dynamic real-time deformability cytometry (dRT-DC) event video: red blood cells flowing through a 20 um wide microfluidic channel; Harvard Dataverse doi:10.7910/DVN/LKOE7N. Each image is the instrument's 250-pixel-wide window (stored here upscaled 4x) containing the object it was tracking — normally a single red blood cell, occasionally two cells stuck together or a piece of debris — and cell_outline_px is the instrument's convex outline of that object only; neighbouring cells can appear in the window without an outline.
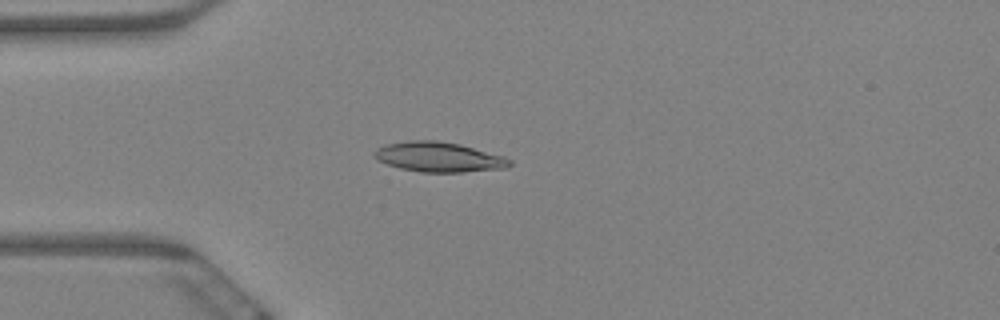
{"species": "Egyptian fruit bat (a non-hibernating species)", "species_latin": "Rousettus aegyptiacus", "temperature_condition": "warm", "stored_images_in_passage": 3, "camera_frame_rate_fps": 3000, "um_per_image_px": 0.085, "animal": {"sex": "female"}, "frame": {"image": 1, "passage_image": 1, "time_ms": 0.0, "image_size_px": [1000, 320], "cell_outline_px": [[512, 164], [508, 168], [464, 172], [420, 172], [400, 168], [376, 160], [372, 156], [372, 152], [376, 148], [384, 144], [408, 140], [436, 140], [460, 144], [504, 156], [512, 160]], "centroid_in_image_um": [37.27, 13.34], "position_along_channel_um": 47.7, "area_um2": 23.93}}
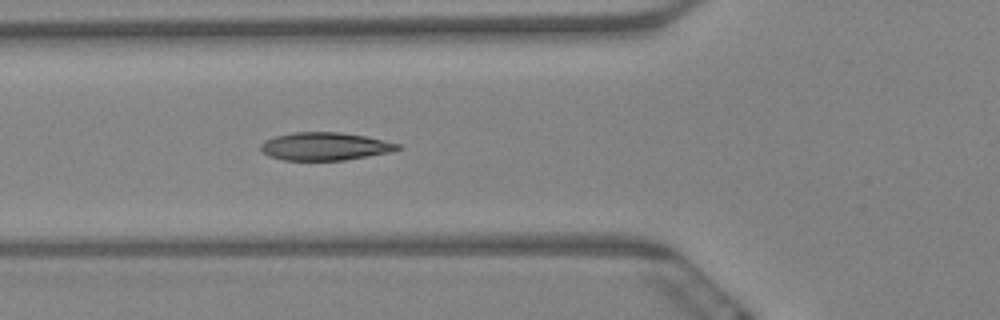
{"frame": {"image": 2, "passage_image": 3, "time_ms": 0.667, "image_size_px": [1000, 320], "cell_outline_px": [[404, 148], [392, 152], [344, 160], [284, 160], [268, 156], [260, 148], [260, 144], [264, 140], [276, 136], [292, 132], [340, 132], [364, 136], [400, 144]], "centroid_in_image_um": [27.63, 12.44], "position_along_channel_um": 98.2, "area_um2": 22.31}}